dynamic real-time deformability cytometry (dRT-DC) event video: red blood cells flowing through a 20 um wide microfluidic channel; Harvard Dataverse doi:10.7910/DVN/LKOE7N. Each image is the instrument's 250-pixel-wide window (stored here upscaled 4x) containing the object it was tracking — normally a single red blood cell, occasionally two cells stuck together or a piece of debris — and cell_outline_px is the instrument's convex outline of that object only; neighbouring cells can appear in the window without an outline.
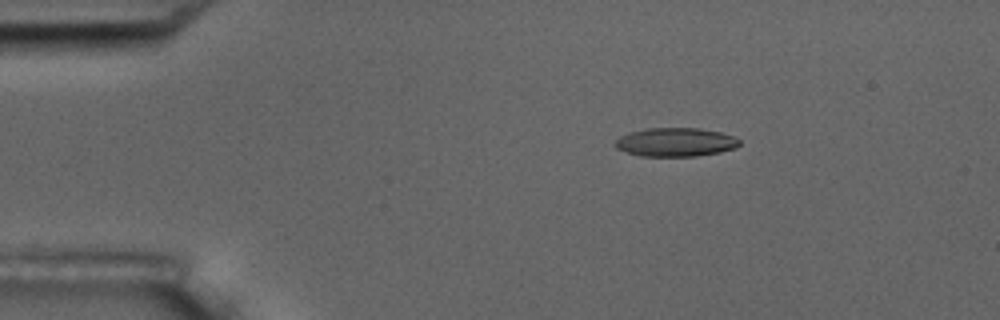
{"species": "common noctule bat (a hibernating species)", "species_latin": "Nyctalus noctula", "temperature_condition": "room temperature", "stored_images_in_passage": 4, "camera_frame_rate_fps": 3000, "um_per_image_px": 0.085, "animal": {"sex": "male", "body_mass_g": 17.5, "forearm_length_mm": 52.3}, "frame": {"image": 1, "passage_image": 2, "time_ms": 1.0, "image_size_px": [1000, 320], "cell_outline_px": [[740, 144], [736, 148], [720, 152], [696, 156], [640, 156], [616, 148], [616, 140], [620, 136], [628, 132], [648, 128], [700, 128], [720, 132], [732, 136], [740, 140]], "centroid_in_image_um": [57.44, 12.08], "position_along_channel_um": 27.6, "area_um2": 20.75}}